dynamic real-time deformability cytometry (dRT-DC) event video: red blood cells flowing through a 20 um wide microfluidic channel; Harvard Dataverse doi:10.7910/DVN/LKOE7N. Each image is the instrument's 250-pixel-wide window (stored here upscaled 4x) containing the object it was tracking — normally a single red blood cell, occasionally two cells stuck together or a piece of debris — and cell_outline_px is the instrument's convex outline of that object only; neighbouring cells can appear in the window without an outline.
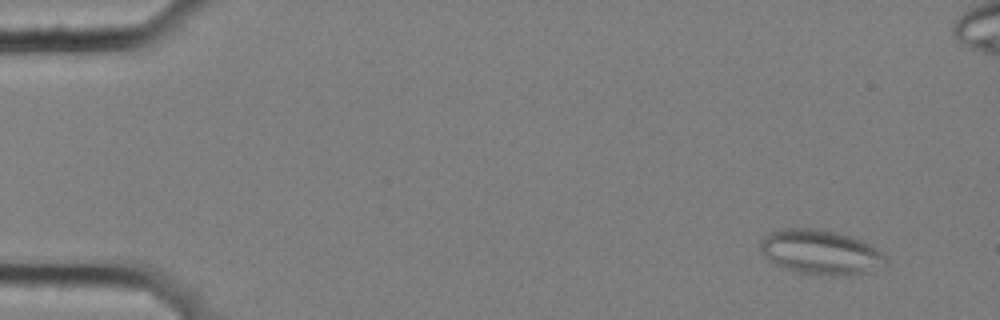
{"species": "common noctule bat (a hibernating species)", "species_latin": "Nyctalus noctula", "temperature_condition": "cold", "stored_images_in_passage": 6, "camera_frame_rate_fps": 3000, "um_per_image_px": 0.085, "animal": {"sex": "female", "body_mass_g": 25.1}, "frame": {"image": 1, "passage_image": 2, "time_ms": 0.333, "image_size_px": [1000, 320], "cell_outline_px": [[888, 264], [852, 276], [820, 276], [796, 272], [784, 268], [768, 260], [760, 252], [760, 240], [764, 236], [780, 228], [812, 228], [836, 232], [852, 236], [876, 248], [888, 260]], "centroid_in_image_um": [69.72, 21.45], "position_along_channel_um": 15.3, "area_um2": 32.95}}